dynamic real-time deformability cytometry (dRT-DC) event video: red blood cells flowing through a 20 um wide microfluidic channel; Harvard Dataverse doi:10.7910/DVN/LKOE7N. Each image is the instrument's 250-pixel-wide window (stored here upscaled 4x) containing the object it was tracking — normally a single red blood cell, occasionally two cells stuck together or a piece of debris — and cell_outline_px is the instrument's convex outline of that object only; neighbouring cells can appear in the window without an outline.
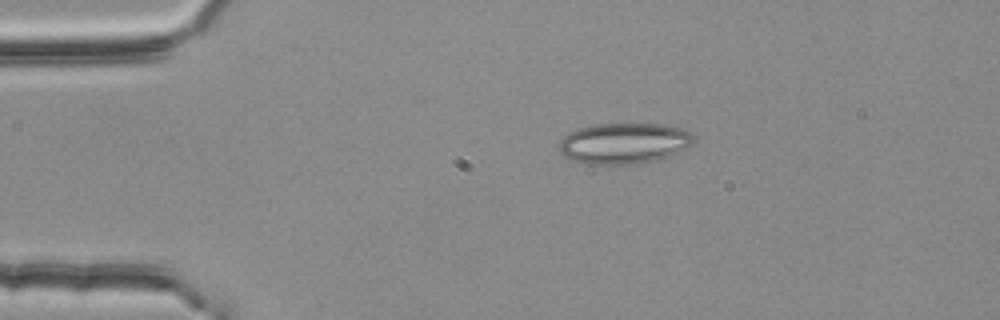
{"species": "common noctule bat (a hibernating species)", "species_latin": "Nyctalus noctula", "temperature_condition": "room temperature", "stored_images_in_passage": 2, "camera_frame_rate_fps": 3000, "um_per_image_px": 0.085, "animal": {"sex": "female", "body_mass_g": 25.1}, "frame": {"image": 1, "passage_image": 1, "time_ms": 0.0, "image_size_px": [1000, 320], "cell_outline_px": [[696, 136], [692, 144], [668, 156], [656, 160], [640, 164], [580, 164], [564, 156], [560, 152], [560, 140], [568, 132], [580, 128], [596, 124], [664, 124], [684, 128], [692, 132]], "centroid_in_image_um": [53.05, 12.18], "position_along_channel_um": 31.9, "area_um2": 32.31}}